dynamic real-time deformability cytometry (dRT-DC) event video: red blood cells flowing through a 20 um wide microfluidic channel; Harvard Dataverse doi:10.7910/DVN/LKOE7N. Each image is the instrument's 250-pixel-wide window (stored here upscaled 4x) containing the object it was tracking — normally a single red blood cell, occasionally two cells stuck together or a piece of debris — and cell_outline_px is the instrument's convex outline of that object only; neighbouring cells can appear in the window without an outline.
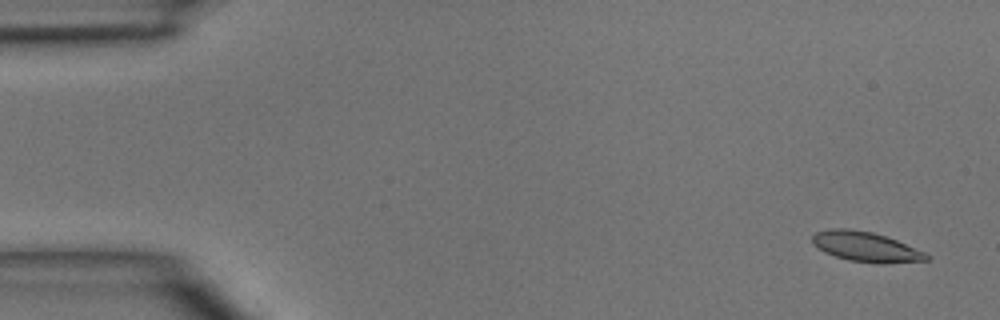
{"species": "common noctule bat (a hibernating species)", "species_latin": "Nyctalus noctula", "temperature_condition": "room temperature", "stored_images_in_passage": 4, "camera_frame_rate_fps": 3000, "um_per_image_px": 0.085, "animal": {"sex": "male", "body_mass_g": 15.6}, "frame": {"image": 1, "passage_image": 1, "time_ms": 0.0, "image_size_px": [1000, 320], "cell_outline_px": [[928, 260], [880, 264], [876, 264], [848, 260], [824, 252], [812, 244], [812, 236], [816, 232], [828, 228], [848, 228], [872, 232], [896, 240], [924, 252], [928, 256]], "centroid_in_image_um": [73.54, 20.97], "position_along_channel_um": 11.5, "area_um2": 19.83}}